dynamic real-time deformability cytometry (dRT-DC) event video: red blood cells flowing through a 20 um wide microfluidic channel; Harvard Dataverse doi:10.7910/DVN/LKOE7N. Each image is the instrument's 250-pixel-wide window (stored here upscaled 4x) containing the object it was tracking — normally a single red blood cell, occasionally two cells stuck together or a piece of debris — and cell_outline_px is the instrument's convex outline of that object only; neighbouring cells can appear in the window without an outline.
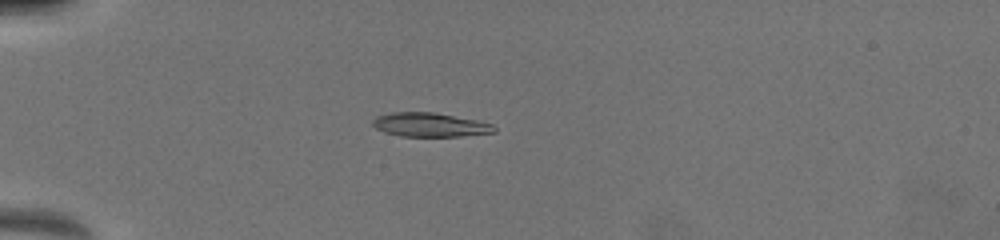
{"species": "common noctule bat (a hibernating species)", "species_latin": "Nyctalus noctula", "temperature_condition": "warm", "stored_images_in_passage": 28, "camera_frame_rate_fps": 3000, "um_per_image_px": 0.085, "animal": {"sex": "female", "body_mass_g": 19.5, "forearm_length_mm": 54.1}, "frame": {"image": 1, "passage_image": 1, "time_ms": 0.0, "image_size_px": [1000, 240], "cell_outline_px": [[496, 132], [460, 136], [400, 136], [384, 132], [376, 128], [372, 124], [372, 120], [376, 116], [392, 112], [432, 112], [476, 120], [492, 124], [496, 128]], "centroid_in_image_um": [36.52, 10.6], "position_along_channel_um": 48.5, "area_um2": 16.88}}
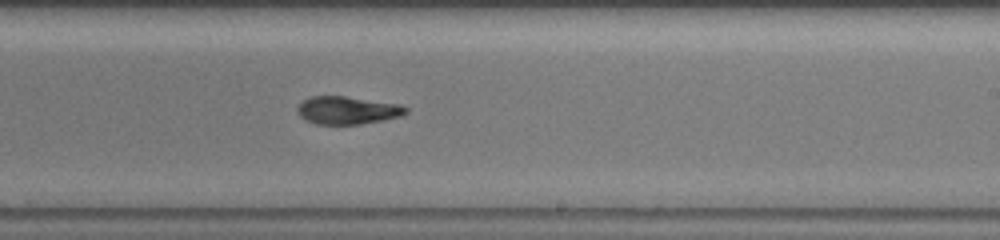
{"frame": {"image": 2, "passage_image": 13, "time_ms": 6.0, "image_size_px": [1000, 240], "cell_outline_px": [[408, 112], [400, 116], [384, 120], [360, 124], [316, 124], [304, 120], [300, 116], [296, 108], [304, 100], [312, 96], [344, 96], [400, 104], [408, 108]], "centroid_in_image_um": [29.53, 9.38], "position_along_channel_um": 259.5, "area_um2": 17.57}}
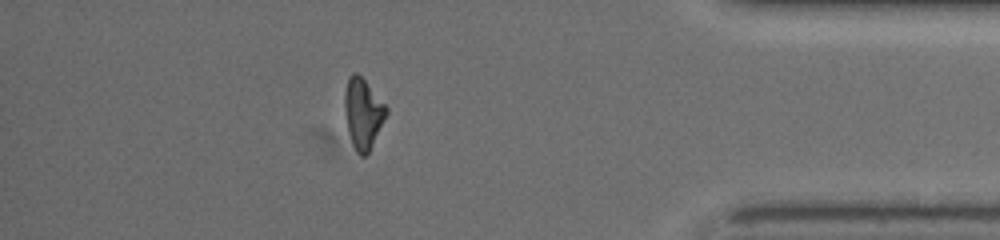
{"frame": {"image": 3, "passage_image": 24, "time_ms": 10.333, "image_size_px": [1000, 240], "cell_outline_px": [[388, 112], [368, 152], [364, 156], [360, 156], [356, 152], [352, 144], [348, 132], [344, 104], [344, 92], [348, 76], [352, 72], [356, 72], [364, 80], [388, 108]], "centroid_in_image_um": [30.83, 9.62], "position_along_channel_um": 404.4, "area_um2": 16.82}, "authors_computed_cell_mechanics": {"area_um2": 17.4556, "velocity_mm_per_s": 4.0426, "shape_relaxation_time_tau1_ms": 3.1288, "shape_relaxation_time_tau2_ms": 2.8942, "deformation_change_tau1": 0.1982, "deformation_change_tau2": 0.1092}}